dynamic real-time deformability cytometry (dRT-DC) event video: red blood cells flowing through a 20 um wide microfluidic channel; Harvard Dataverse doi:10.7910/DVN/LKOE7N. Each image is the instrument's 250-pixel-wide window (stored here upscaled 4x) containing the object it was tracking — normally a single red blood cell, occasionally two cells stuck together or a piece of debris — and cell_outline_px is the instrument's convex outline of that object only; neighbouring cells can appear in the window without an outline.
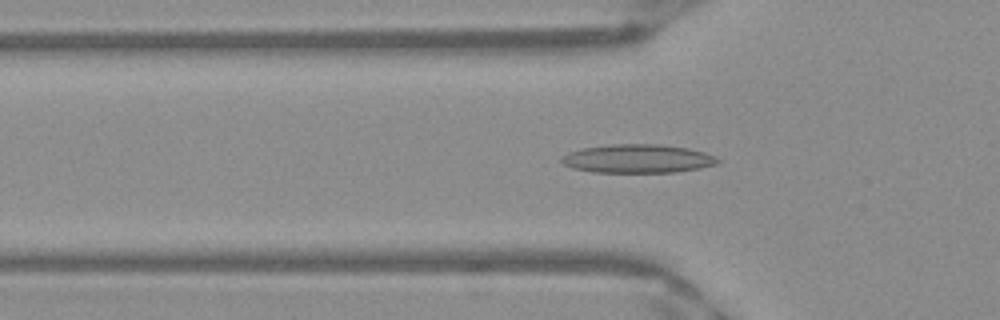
{"species": "Egyptian fruit bat (a non-hibernating species)", "species_latin": "Rousettus aegyptiacus", "temperature_condition": "warm", "stored_images_in_passage": 51, "camera_frame_rate_fps": 3000, "um_per_image_px": 0.085, "frame": {"image": 1, "passage_image": 17, "time_ms": 5.333, "image_size_px": [1000, 320], "cell_outline_px": [[720, 160], [716, 164], [700, 168], [676, 172], [592, 172], [572, 168], [564, 164], [560, 160], [568, 152], [584, 148], [612, 144], [656, 144], [688, 148], [704, 152]], "centroid_in_image_um": [54.19, 13.49], "position_along_channel_um": 71.6, "area_um2": 25.78}}
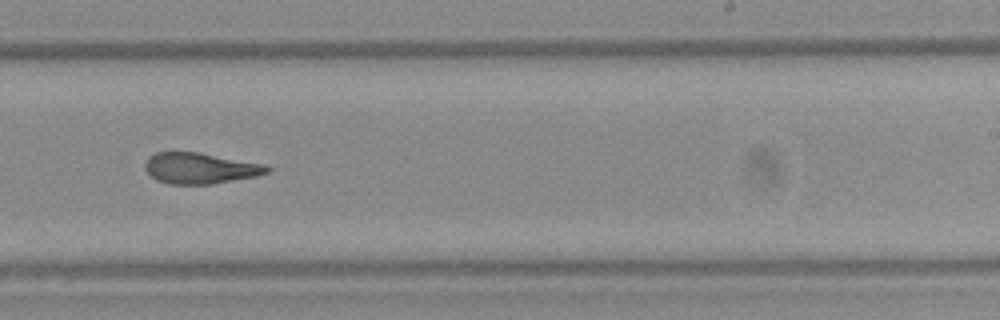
{"frame": {"image": 2, "passage_image": 32, "time_ms": 10.333, "image_size_px": [1000, 320], "cell_outline_px": [[272, 172], [256, 176], [212, 184], [168, 184], [156, 180], [144, 168], [144, 164], [148, 156], [156, 152], [196, 152], [268, 164], [272, 168]], "centroid_in_image_um": [17.05, 14.3], "position_along_channel_um": 271.9, "area_um2": 22.25}}
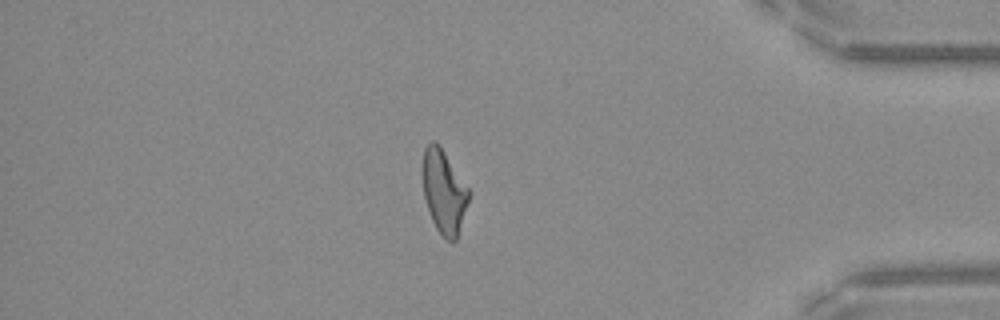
{"frame": {"image": 3, "passage_image": 44, "time_ms": 14.333, "image_size_px": [1000, 320], "cell_outline_px": [[472, 192], [456, 240], [452, 244], [436, 228], [432, 220], [424, 196], [420, 172], [424, 148], [432, 140], [436, 140], [440, 144]], "centroid_in_image_um": [37.73, 16.22], "position_along_channel_um": 397.5, "area_um2": 23.12}, "authors_computed_cell_mechanics": {"area_um2": 23.0622, "velocity_mm_per_s": 3.9838, "shape_relaxation_time_tau1_ms": 4.0793, "shape_relaxation_time_tau2_ms": 1.9269, "deformation_change_tau1": 0.1776, "deformation_change_tau2": 0.1288}}